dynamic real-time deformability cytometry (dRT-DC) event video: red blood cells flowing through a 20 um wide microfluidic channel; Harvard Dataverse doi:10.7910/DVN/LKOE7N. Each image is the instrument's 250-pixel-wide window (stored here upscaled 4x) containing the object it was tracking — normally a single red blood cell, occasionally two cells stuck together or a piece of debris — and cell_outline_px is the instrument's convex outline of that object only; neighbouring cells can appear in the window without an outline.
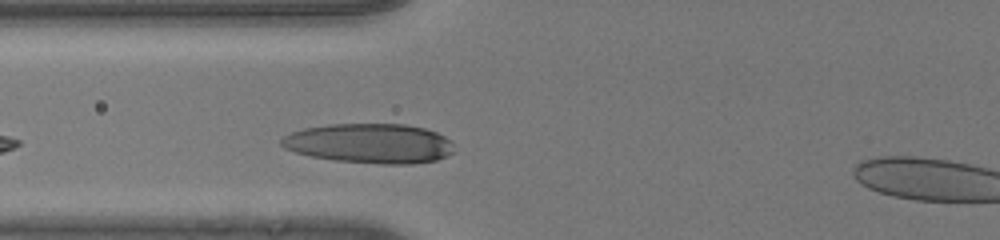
{"species": "human", "species_latin": "Homo sapiens", "temperature_condition": "room temperature", "stored_images_in_passage": 27, "camera_frame_rate_fps": 3000, "um_per_image_px": 0.085, "donor": {"sex": "male"}, "frame": {"image": 1, "passage_image": 3, "time_ms": 0.667, "image_size_px": [1000, 240], "cell_outline_px": [[452, 152], [436, 160], [412, 164], [380, 164], [336, 160], [312, 156], [296, 152], [284, 148], [280, 144], [280, 140], [284, 136], [292, 132], [304, 128], [328, 124], [404, 124], [424, 128], [436, 132], [444, 136], [448, 140]], "centroid_in_image_um": [31.38, 12.18], "position_along_channel_um": 94.4, "area_um2": 39.59}}
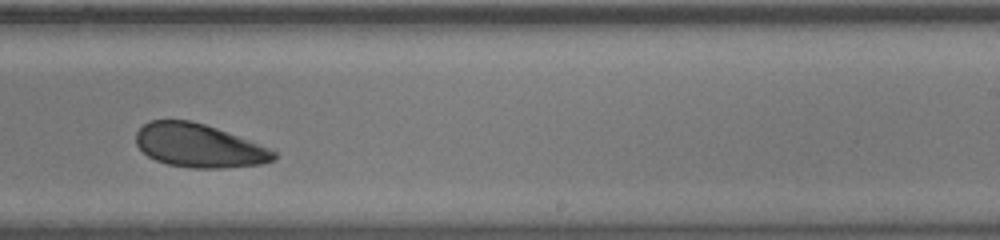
{"frame": {"image": 2, "passage_image": 16, "time_ms": 5.0, "image_size_px": [1000, 240], "cell_outline_px": [[276, 156], [272, 160], [260, 164], [224, 168], [188, 168], [168, 164], [156, 160], [148, 156], [136, 144], [136, 132], [144, 124], [152, 120], [192, 120], [216, 128], [276, 152]], "centroid_in_image_um": [16.84, 12.38], "position_along_channel_um": 272.2, "area_um2": 34.33}}
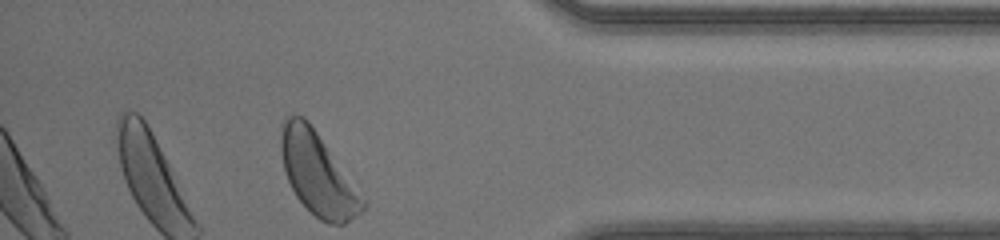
{"frame": {"image": 3, "passage_image": 27, "time_ms": 8.667, "image_size_px": [1000, 240], "cell_outline_px": [[364, 208], [360, 212], [344, 224], [328, 224], [320, 220], [296, 196], [288, 180], [284, 168], [280, 148], [280, 136], [284, 116], [304, 116], [308, 120], [364, 200]], "centroid_in_image_um": [26.95, 14.76], "position_along_channel_um": 408.3, "area_um2": 37.97}, "authors_computed_cell_mechanics": {"area_um2": 36.1828, "velocity_mm_per_s": 4.1065, "shape_relaxation_time_tau1_ms": 2.5985, "shape_relaxation_time_tau2_ms": null, "deformation_change_tau1": 0.1097, "deformation_change_tau2": null}}